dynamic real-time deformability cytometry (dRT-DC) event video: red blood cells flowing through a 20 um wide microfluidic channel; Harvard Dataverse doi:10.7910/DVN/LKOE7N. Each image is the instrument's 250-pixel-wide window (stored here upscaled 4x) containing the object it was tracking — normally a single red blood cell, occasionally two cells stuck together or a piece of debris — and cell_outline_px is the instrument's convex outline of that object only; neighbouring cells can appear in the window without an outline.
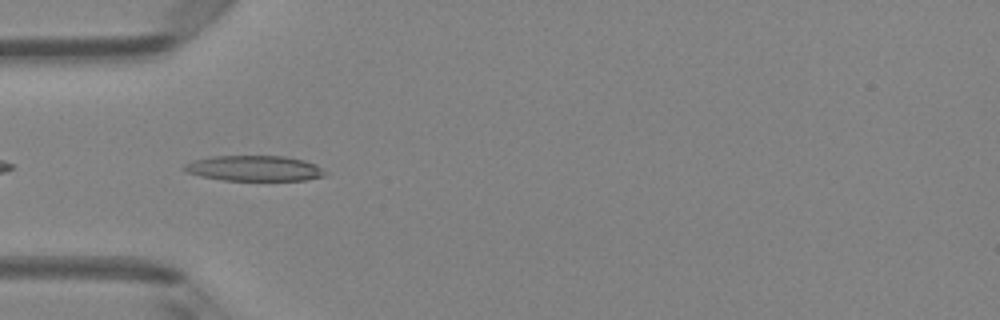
{"species": "Egyptian fruit bat (a non-hibernating species)", "species_latin": "Rousettus aegyptiacus", "temperature_condition": "room temperature", "stored_images_in_passage": 36, "camera_frame_rate_fps": 3000, "um_per_image_px": 0.085, "animal": {"sex": "female"}, "frame": {"image": 1, "passage_image": 2, "time_ms": 0.333, "image_size_px": [1000, 320], "cell_outline_px": [[328, 172], [324, 176], [304, 180], [224, 180], [200, 176], [188, 172], [180, 168], [184, 164], [196, 160], [212, 156], [284, 156], [304, 160], [316, 164]], "centroid_in_image_um": [21.63, 14.3], "position_along_channel_um": 63.4, "area_um2": 20.87}}
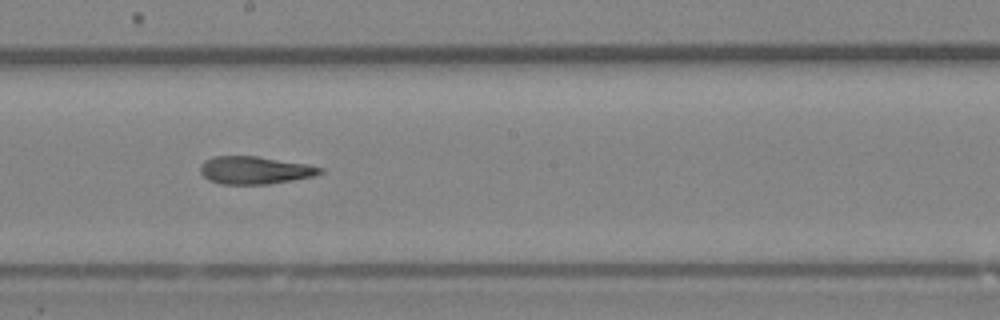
{"frame": {"image": 2, "passage_image": 14, "time_ms": 4.333, "image_size_px": [1000, 320], "cell_outline_px": [[324, 172], [316, 176], [268, 184], [220, 184], [208, 180], [200, 172], [200, 164], [204, 160], [212, 156], [256, 156], [308, 164], [324, 168]], "centroid_in_image_um": [21.66, 14.46], "position_along_channel_um": 226.5, "area_um2": 19.54}}
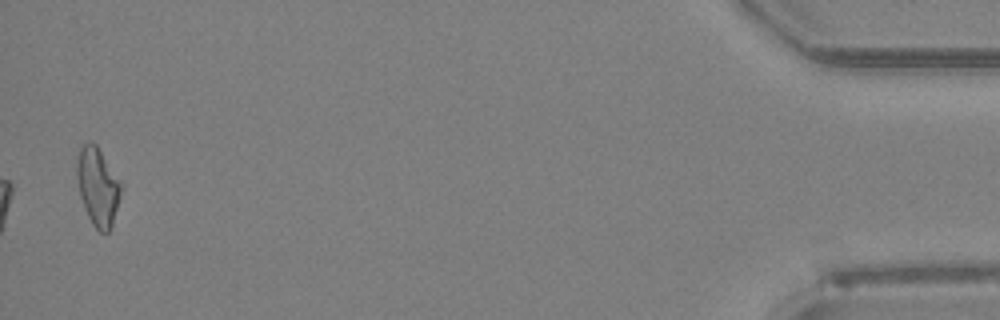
{"frame": {"image": 3, "passage_image": 35, "time_ms": 11.333, "image_size_px": [1000, 320], "cell_outline_px": [[124, 188], [112, 224], [108, 232], [100, 232], [92, 224], [88, 216], [80, 196], [76, 176], [76, 160], [80, 144], [88, 140], [92, 140], [96, 144], [124, 184]], "centroid_in_image_um": [8.32, 15.79], "position_along_channel_um": 426.9, "area_um2": 20.75}, "authors_computed_cell_mechanics": {"area_um2": 19.6809, "velocity_mm_per_s": 4.1197, "shape_relaxation_time_tau1_ms": null, "shape_relaxation_time_tau2_ms": 5.2724, "deformation_change_tau1": null, "deformation_change_tau2": 0.1804}}